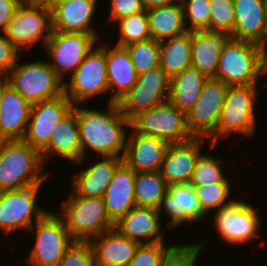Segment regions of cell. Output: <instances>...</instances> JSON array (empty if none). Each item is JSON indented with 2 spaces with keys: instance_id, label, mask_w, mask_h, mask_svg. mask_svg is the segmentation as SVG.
Segmentation results:
<instances>
[{
  "instance_id": "cell-1",
  "label": "cell",
  "mask_w": 267,
  "mask_h": 266,
  "mask_svg": "<svg viewBox=\"0 0 267 266\" xmlns=\"http://www.w3.org/2000/svg\"><path fill=\"white\" fill-rule=\"evenodd\" d=\"M75 105L77 115L82 159L74 165H80L86 160L89 148L97 157H124L126 151V132L130 129V120L119 110L117 102L108 103L105 110L87 108L86 104ZM127 127V128H126Z\"/></svg>"
},
{
  "instance_id": "cell-2",
  "label": "cell",
  "mask_w": 267,
  "mask_h": 266,
  "mask_svg": "<svg viewBox=\"0 0 267 266\" xmlns=\"http://www.w3.org/2000/svg\"><path fill=\"white\" fill-rule=\"evenodd\" d=\"M44 165L41 153L27 142L1 140L0 192L43 184L49 174Z\"/></svg>"
},
{
  "instance_id": "cell-3",
  "label": "cell",
  "mask_w": 267,
  "mask_h": 266,
  "mask_svg": "<svg viewBox=\"0 0 267 266\" xmlns=\"http://www.w3.org/2000/svg\"><path fill=\"white\" fill-rule=\"evenodd\" d=\"M60 210L65 227L75 241L88 242L115 227L103 197L78 196L72 190Z\"/></svg>"
},
{
  "instance_id": "cell-4",
  "label": "cell",
  "mask_w": 267,
  "mask_h": 266,
  "mask_svg": "<svg viewBox=\"0 0 267 266\" xmlns=\"http://www.w3.org/2000/svg\"><path fill=\"white\" fill-rule=\"evenodd\" d=\"M257 85L229 86L216 132L209 138V148L232 133L253 137L256 128Z\"/></svg>"
},
{
  "instance_id": "cell-5",
  "label": "cell",
  "mask_w": 267,
  "mask_h": 266,
  "mask_svg": "<svg viewBox=\"0 0 267 266\" xmlns=\"http://www.w3.org/2000/svg\"><path fill=\"white\" fill-rule=\"evenodd\" d=\"M262 75L261 45L231 38L221 50L214 79L229 86L258 85Z\"/></svg>"
},
{
  "instance_id": "cell-6",
  "label": "cell",
  "mask_w": 267,
  "mask_h": 266,
  "mask_svg": "<svg viewBox=\"0 0 267 266\" xmlns=\"http://www.w3.org/2000/svg\"><path fill=\"white\" fill-rule=\"evenodd\" d=\"M36 229V231H35ZM35 231V243L24 258L27 266H57L75 240L65 227L60 213L48 210L28 230Z\"/></svg>"
},
{
  "instance_id": "cell-7",
  "label": "cell",
  "mask_w": 267,
  "mask_h": 266,
  "mask_svg": "<svg viewBox=\"0 0 267 266\" xmlns=\"http://www.w3.org/2000/svg\"><path fill=\"white\" fill-rule=\"evenodd\" d=\"M7 77L9 85L31 104L64 94V82L50 67L48 60L18 61Z\"/></svg>"
},
{
  "instance_id": "cell-8",
  "label": "cell",
  "mask_w": 267,
  "mask_h": 266,
  "mask_svg": "<svg viewBox=\"0 0 267 266\" xmlns=\"http://www.w3.org/2000/svg\"><path fill=\"white\" fill-rule=\"evenodd\" d=\"M68 79L64 81V94L74 106L83 101L87 105L88 99L109 92L106 43L94 47Z\"/></svg>"
},
{
  "instance_id": "cell-9",
  "label": "cell",
  "mask_w": 267,
  "mask_h": 266,
  "mask_svg": "<svg viewBox=\"0 0 267 266\" xmlns=\"http://www.w3.org/2000/svg\"><path fill=\"white\" fill-rule=\"evenodd\" d=\"M130 127L139 134L168 143L183 142L193 137L187 127L186 113L168 99L134 116Z\"/></svg>"
},
{
  "instance_id": "cell-10",
  "label": "cell",
  "mask_w": 267,
  "mask_h": 266,
  "mask_svg": "<svg viewBox=\"0 0 267 266\" xmlns=\"http://www.w3.org/2000/svg\"><path fill=\"white\" fill-rule=\"evenodd\" d=\"M52 32L51 9L45 4L22 1L4 34L19 50L26 51L37 42L45 46Z\"/></svg>"
},
{
  "instance_id": "cell-11",
  "label": "cell",
  "mask_w": 267,
  "mask_h": 266,
  "mask_svg": "<svg viewBox=\"0 0 267 266\" xmlns=\"http://www.w3.org/2000/svg\"><path fill=\"white\" fill-rule=\"evenodd\" d=\"M213 220L216 233L224 242L240 246L260 235L261 220L257 207L241 199H233L229 204L214 211Z\"/></svg>"
},
{
  "instance_id": "cell-12",
  "label": "cell",
  "mask_w": 267,
  "mask_h": 266,
  "mask_svg": "<svg viewBox=\"0 0 267 266\" xmlns=\"http://www.w3.org/2000/svg\"><path fill=\"white\" fill-rule=\"evenodd\" d=\"M97 40L101 39L94 34L52 30L44 46L51 59L48 64L64 82L65 76L72 75L85 56L98 46Z\"/></svg>"
},
{
  "instance_id": "cell-13",
  "label": "cell",
  "mask_w": 267,
  "mask_h": 266,
  "mask_svg": "<svg viewBox=\"0 0 267 266\" xmlns=\"http://www.w3.org/2000/svg\"><path fill=\"white\" fill-rule=\"evenodd\" d=\"M40 187L42 184L0 192V229L6 236L20 229L28 231L48 211L37 206Z\"/></svg>"
},
{
  "instance_id": "cell-14",
  "label": "cell",
  "mask_w": 267,
  "mask_h": 266,
  "mask_svg": "<svg viewBox=\"0 0 267 266\" xmlns=\"http://www.w3.org/2000/svg\"><path fill=\"white\" fill-rule=\"evenodd\" d=\"M169 87L170 77L160 67L137 75L135 85L117 102L119 110L131 120L167 100Z\"/></svg>"
},
{
  "instance_id": "cell-15",
  "label": "cell",
  "mask_w": 267,
  "mask_h": 266,
  "mask_svg": "<svg viewBox=\"0 0 267 266\" xmlns=\"http://www.w3.org/2000/svg\"><path fill=\"white\" fill-rule=\"evenodd\" d=\"M228 87L214 78L205 82L198 101L186 114L187 127L193 137L208 139L216 132Z\"/></svg>"
},
{
  "instance_id": "cell-16",
  "label": "cell",
  "mask_w": 267,
  "mask_h": 266,
  "mask_svg": "<svg viewBox=\"0 0 267 266\" xmlns=\"http://www.w3.org/2000/svg\"><path fill=\"white\" fill-rule=\"evenodd\" d=\"M73 103L65 95L32 104L23 141L41 152L47 145L59 121L72 109Z\"/></svg>"
},
{
  "instance_id": "cell-17",
  "label": "cell",
  "mask_w": 267,
  "mask_h": 266,
  "mask_svg": "<svg viewBox=\"0 0 267 266\" xmlns=\"http://www.w3.org/2000/svg\"><path fill=\"white\" fill-rule=\"evenodd\" d=\"M170 218L168 228H177L184 223L192 224L205 220L208 216L201 209L194 187L190 183L171 184L158 208ZM205 218V219H204Z\"/></svg>"
},
{
  "instance_id": "cell-18",
  "label": "cell",
  "mask_w": 267,
  "mask_h": 266,
  "mask_svg": "<svg viewBox=\"0 0 267 266\" xmlns=\"http://www.w3.org/2000/svg\"><path fill=\"white\" fill-rule=\"evenodd\" d=\"M205 140L209 139L192 137L183 142L170 143L160 168L161 176L168 185L191 181Z\"/></svg>"
},
{
  "instance_id": "cell-19",
  "label": "cell",
  "mask_w": 267,
  "mask_h": 266,
  "mask_svg": "<svg viewBox=\"0 0 267 266\" xmlns=\"http://www.w3.org/2000/svg\"><path fill=\"white\" fill-rule=\"evenodd\" d=\"M161 220L158 209L135 206L115 223L114 228L139 244L165 243L166 230H163Z\"/></svg>"
},
{
  "instance_id": "cell-20",
  "label": "cell",
  "mask_w": 267,
  "mask_h": 266,
  "mask_svg": "<svg viewBox=\"0 0 267 266\" xmlns=\"http://www.w3.org/2000/svg\"><path fill=\"white\" fill-rule=\"evenodd\" d=\"M130 129L123 161L135 173L160 171L170 143L160 138L139 134L131 127Z\"/></svg>"
},
{
  "instance_id": "cell-21",
  "label": "cell",
  "mask_w": 267,
  "mask_h": 266,
  "mask_svg": "<svg viewBox=\"0 0 267 266\" xmlns=\"http://www.w3.org/2000/svg\"><path fill=\"white\" fill-rule=\"evenodd\" d=\"M97 5V0H65L54 4L50 8L52 30L94 34L99 38L95 25L91 24Z\"/></svg>"
},
{
  "instance_id": "cell-22",
  "label": "cell",
  "mask_w": 267,
  "mask_h": 266,
  "mask_svg": "<svg viewBox=\"0 0 267 266\" xmlns=\"http://www.w3.org/2000/svg\"><path fill=\"white\" fill-rule=\"evenodd\" d=\"M232 38L262 45L267 38V0H234Z\"/></svg>"
},
{
  "instance_id": "cell-23",
  "label": "cell",
  "mask_w": 267,
  "mask_h": 266,
  "mask_svg": "<svg viewBox=\"0 0 267 266\" xmlns=\"http://www.w3.org/2000/svg\"><path fill=\"white\" fill-rule=\"evenodd\" d=\"M95 266H128L139 243L121 235L115 228L88 241Z\"/></svg>"
},
{
  "instance_id": "cell-24",
  "label": "cell",
  "mask_w": 267,
  "mask_h": 266,
  "mask_svg": "<svg viewBox=\"0 0 267 266\" xmlns=\"http://www.w3.org/2000/svg\"><path fill=\"white\" fill-rule=\"evenodd\" d=\"M40 153L44 163L54 156H59L72 164L82 159L77 115L74 109L59 121L48 145Z\"/></svg>"
},
{
  "instance_id": "cell-25",
  "label": "cell",
  "mask_w": 267,
  "mask_h": 266,
  "mask_svg": "<svg viewBox=\"0 0 267 266\" xmlns=\"http://www.w3.org/2000/svg\"><path fill=\"white\" fill-rule=\"evenodd\" d=\"M135 172L123 161L115 170L106 188L103 200L111 220L116 223L136 206Z\"/></svg>"
},
{
  "instance_id": "cell-26",
  "label": "cell",
  "mask_w": 267,
  "mask_h": 266,
  "mask_svg": "<svg viewBox=\"0 0 267 266\" xmlns=\"http://www.w3.org/2000/svg\"><path fill=\"white\" fill-rule=\"evenodd\" d=\"M32 104L8 85L0 104V141L22 140L30 117Z\"/></svg>"
},
{
  "instance_id": "cell-27",
  "label": "cell",
  "mask_w": 267,
  "mask_h": 266,
  "mask_svg": "<svg viewBox=\"0 0 267 266\" xmlns=\"http://www.w3.org/2000/svg\"><path fill=\"white\" fill-rule=\"evenodd\" d=\"M232 35L219 31H191V66L200 70L208 78H214L221 50Z\"/></svg>"
},
{
  "instance_id": "cell-28",
  "label": "cell",
  "mask_w": 267,
  "mask_h": 266,
  "mask_svg": "<svg viewBox=\"0 0 267 266\" xmlns=\"http://www.w3.org/2000/svg\"><path fill=\"white\" fill-rule=\"evenodd\" d=\"M96 159L99 161L81 169L72 178L71 187L78 196L103 197L116 168L123 162V158L115 156H96Z\"/></svg>"
},
{
  "instance_id": "cell-29",
  "label": "cell",
  "mask_w": 267,
  "mask_h": 266,
  "mask_svg": "<svg viewBox=\"0 0 267 266\" xmlns=\"http://www.w3.org/2000/svg\"><path fill=\"white\" fill-rule=\"evenodd\" d=\"M106 64L109 90L112 92L108 103L118 102L135 85L137 73L126 47L106 44Z\"/></svg>"
},
{
  "instance_id": "cell-30",
  "label": "cell",
  "mask_w": 267,
  "mask_h": 266,
  "mask_svg": "<svg viewBox=\"0 0 267 266\" xmlns=\"http://www.w3.org/2000/svg\"><path fill=\"white\" fill-rule=\"evenodd\" d=\"M209 78L195 67H188L170 78L168 100L186 114L198 101Z\"/></svg>"
},
{
  "instance_id": "cell-31",
  "label": "cell",
  "mask_w": 267,
  "mask_h": 266,
  "mask_svg": "<svg viewBox=\"0 0 267 266\" xmlns=\"http://www.w3.org/2000/svg\"><path fill=\"white\" fill-rule=\"evenodd\" d=\"M151 38L161 41L187 32L181 1L147 10Z\"/></svg>"
},
{
  "instance_id": "cell-32",
  "label": "cell",
  "mask_w": 267,
  "mask_h": 266,
  "mask_svg": "<svg viewBox=\"0 0 267 266\" xmlns=\"http://www.w3.org/2000/svg\"><path fill=\"white\" fill-rule=\"evenodd\" d=\"M160 68L170 77L191 66V31L159 41Z\"/></svg>"
},
{
  "instance_id": "cell-33",
  "label": "cell",
  "mask_w": 267,
  "mask_h": 266,
  "mask_svg": "<svg viewBox=\"0 0 267 266\" xmlns=\"http://www.w3.org/2000/svg\"><path fill=\"white\" fill-rule=\"evenodd\" d=\"M168 184L160 171L138 172L135 174L134 197L136 206L158 209Z\"/></svg>"
},
{
  "instance_id": "cell-34",
  "label": "cell",
  "mask_w": 267,
  "mask_h": 266,
  "mask_svg": "<svg viewBox=\"0 0 267 266\" xmlns=\"http://www.w3.org/2000/svg\"><path fill=\"white\" fill-rule=\"evenodd\" d=\"M115 23L118 24V33L120 31V37L116 44L117 46L126 47L130 44L151 38L149 18L146 9L139 13L123 17Z\"/></svg>"
},
{
  "instance_id": "cell-35",
  "label": "cell",
  "mask_w": 267,
  "mask_h": 266,
  "mask_svg": "<svg viewBox=\"0 0 267 266\" xmlns=\"http://www.w3.org/2000/svg\"><path fill=\"white\" fill-rule=\"evenodd\" d=\"M137 75L160 67V43L150 38L126 46Z\"/></svg>"
},
{
  "instance_id": "cell-36",
  "label": "cell",
  "mask_w": 267,
  "mask_h": 266,
  "mask_svg": "<svg viewBox=\"0 0 267 266\" xmlns=\"http://www.w3.org/2000/svg\"><path fill=\"white\" fill-rule=\"evenodd\" d=\"M221 158L208 156L201 153L195 163V168L191 181L193 187H206L221 183L226 177L223 171V161Z\"/></svg>"
},
{
  "instance_id": "cell-37",
  "label": "cell",
  "mask_w": 267,
  "mask_h": 266,
  "mask_svg": "<svg viewBox=\"0 0 267 266\" xmlns=\"http://www.w3.org/2000/svg\"><path fill=\"white\" fill-rule=\"evenodd\" d=\"M228 176L221 182L206 187H194L201 209L209 216L211 210L219 209L229 204L231 196V184ZM229 199V200H228Z\"/></svg>"
},
{
  "instance_id": "cell-38",
  "label": "cell",
  "mask_w": 267,
  "mask_h": 266,
  "mask_svg": "<svg viewBox=\"0 0 267 266\" xmlns=\"http://www.w3.org/2000/svg\"><path fill=\"white\" fill-rule=\"evenodd\" d=\"M188 31H210L209 0H180Z\"/></svg>"
},
{
  "instance_id": "cell-39",
  "label": "cell",
  "mask_w": 267,
  "mask_h": 266,
  "mask_svg": "<svg viewBox=\"0 0 267 266\" xmlns=\"http://www.w3.org/2000/svg\"><path fill=\"white\" fill-rule=\"evenodd\" d=\"M210 31L233 34L235 24L234 0H209Z\"/></svg>"
},
{
  "instance_id": "cell-40",
  "label": "cell",
  "mask_w": 267,
  "mask_h": 266,
  "mask_svg": "<svg viewBox=\"0 0 267 266\" xmlns=\"http://www.w3.org/2000/svg\"><path fill=\"white\" fill-rule=\"evenodd\" d=\"M176 246L165 243L140 244L128 266H160Z\"/></svg>"
},
{
  "instance_id": "cell-41",
  "label": "cell",
  "mask_w": 267,
  "mask_h": 266,
  "mask_svg": "<svg viewBox=\"0 0 267 266\" xmlns=\"http://www.w3.org/2000/svg\"><path fill=\"white\" fill-rule=\"evenodd\" d=\"M206 240L193 244H178L161 262L160 266H196L199 254L206 245Z\"/></svg>"
},
{
  "instance_id": "cell-42",
  "label": "cell",
  "mask_w": 267,
  "mask_h": 266,
  "mask_svg": "<svg viewBox=\"0 0 267 266\" xmlns=\"http://www.w3.org/2000/svg\"><path fill=\"white\" fill-rule=\"evenodd\" d=\"M57 266H95L93 251L89 242L75 241Z\"/></svg>"
},
{
  "instance_id": "cell-43",
  "label": "cell",
  "mask_w": 267,
  "mask_h": 266,
  "mask_svg": "<svg viewBox=\"0 0 267 266\" xmlns=\"http://www.w3.org/2000/svg\"><path fill=\"white\" fill-rule=\"evenodd\" d=\"M109 22L112 25L117 20L144 11L142 0H109Z\"/></svg>"
},
{
  "instance_id": "cell-44",
  "label": "cell",
  "mask_w": 267,
  "mask_h": 266,
  "mask_svg": "<svg viewBox=\"0 0 267 266\" xmlns=\"http://www.w3.org/2000/svg\"><path fill=\"white\" fill-rule=\"evenodd\" d=\"M22 54L8 40L4 32L0 33V74H8L17 64Z\"/></svg>"
},
{
  "instance_id": "cell-45",
  "label": "cell",
  "mask_w": 267,
  "mask_h": 266,
  "mask_svg": "<svg viewBox=\"0 0 267 266\" xmlns=\"http://www.w3.org/2000/svg\"><path fill=\"white\" fill-rule=\"evenodd\" d=\"M23 0H0V31L4 32Z\"/></svg>"
},
{
  "instance_id": "cell-46",
  "label": "cell",
  "mask_w": 267,
  "mask_h": 266,
  "mask_svg": "<svg viewBox=\"0 0 267 266\" xmlns=\"http://www.w3.org/2000/svg\"><path fill=\"white\" fill-rule=\"evenodd\" d=\"M179 1L180 0H142L144 8L146 10L164 5H169L172 3H177Z\"/></svg>"
},
{
  "instance_id": "cell-47",
  "label": "cell",
  "mask_w": 267,
  "mask_h": 266,
  "mask_svg": "<svg viewBox=\"0 0 267 266\" xmlns=\"http://www.w3.org/2000/svg\"><path fill=\"white\" fill-rule=\"evenodd\" d=\"M262 72L267 75V38L261 45Z\"/></svg>"
},
{
  "instance_id": "cell-48",
  "label": "cell",
  "mask_w": 267,
  "mask_h": 266,
  "mask_svg": "<svg viewBox=\"0 0 267 266\" xmlns=\"http://www.w3.org/2000/svg\"><path fill=\"white\" fill-rule=\"evenodd\" d=\"M9 85L7 74H0V104L5 88Z\"/></svg>"
},
{
  "instance_id": "cell-49",
  "label": "cell",
  "mask_w": 267,
  "mask_h": 266,
  "mask_svg": "<svg viewBox=\"0 0 267 266\" xmlns=\"http://www.w3.org/2000/svg\"><path fill=\"white\" fill-rule=\"evenodd\" d=\"M25 2L33 3V4H45L50 8L54 5V0H24Z\"/></svg>"
},
{
  "instance_id": "cell-50",
  "label": "cell",
  "mask_w": 267,
  "mask_h": 266,
  "mask_svg": "<svg viewBox=\"0 0 267 266\" xmlns=\"http://www.w3.org/2000/svg\"><path fill=\"white\" fill-rule=\"evenodd\" d=\"M62 1H65V0H54V4L62 2Z\"/></svg>"
}]
</instances>
